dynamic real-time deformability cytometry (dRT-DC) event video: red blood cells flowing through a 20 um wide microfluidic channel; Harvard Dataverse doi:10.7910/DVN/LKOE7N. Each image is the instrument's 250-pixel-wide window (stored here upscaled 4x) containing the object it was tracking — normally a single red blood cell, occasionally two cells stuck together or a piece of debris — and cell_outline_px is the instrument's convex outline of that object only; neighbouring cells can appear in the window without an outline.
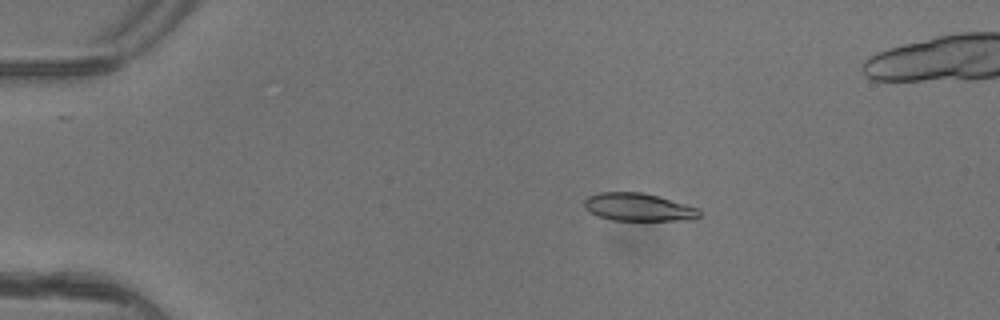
{"species": "common noctule bat (a hibernating species)", "species_latin": "Nyctalus noctula", "temperature_condition": "warm", "stored_images_in_passage": 7, "camera_frame_rate_fps": 3000, "um_per_image_px": 0.085, "animal": {"sex": "female"}, "frame": {"image": 1, "passage_image": 3, "time_ms": 0.667, "image_size_px": [1000, 320], "cell_outline_px": [[700, 216], [676, 220], [612, 220], [596, 216], [588, 212], [584, 208], [584, 200], [588, 196], [600, 192], [640, 192], [660, 196], [700, 208]], "centroid_in_image_um": [54.2, 17.59], "position_along_channel_um": 30.8, "area_um2": 18.73}}
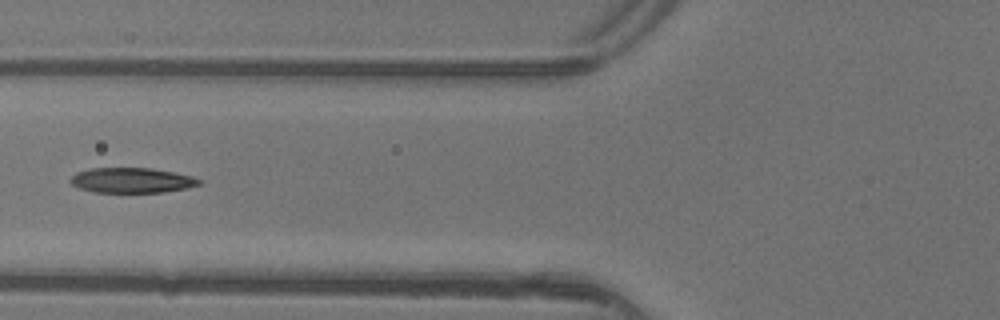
{"frame": {"image": 2, "passage_image": 6, "time_ms": 1.667, "image_size_px": [1000, 320], "cell_outline_px": [[200, 184], [188, 188], [164, 192], [96, 192], [80, 188], [72, 184], [68, 180], [76, 172], [92, 168], [152, 168], [192, 176], [200, 180]], "centroid_in_image_um": [11.19, 15.32], "position_along_channel_um": 114.6, "area_um2": 18.73}}
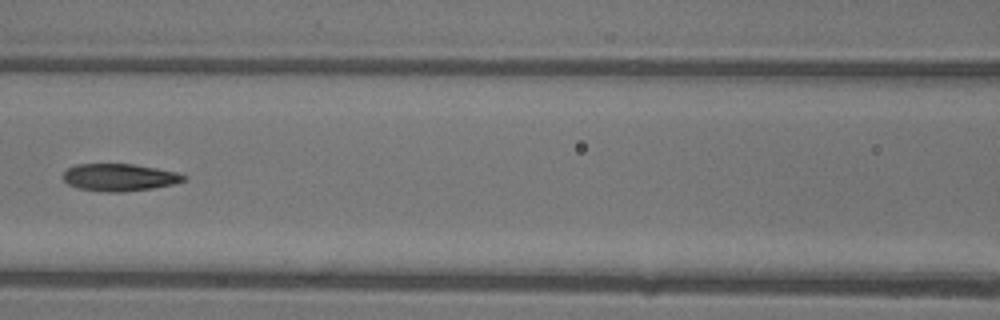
{"frame": {"image": 3, "passage_image": 7, "time_ms": 2.0, "image_size_px": [1000, 320], "cell_outline_px": [[188, 176], [184, 180], [172, 184], [152, 188], [120, 192], [108, 192], [76, 188], [68, 184], [64, 180], [64, 172], [68, 168], [76, 164], [132, 164], [156, 168], [176, 172]], "centroid_in_image_um": [10.13, 15.07], "position_along_channel_um": 156.5, "area_um2": 19.02}}